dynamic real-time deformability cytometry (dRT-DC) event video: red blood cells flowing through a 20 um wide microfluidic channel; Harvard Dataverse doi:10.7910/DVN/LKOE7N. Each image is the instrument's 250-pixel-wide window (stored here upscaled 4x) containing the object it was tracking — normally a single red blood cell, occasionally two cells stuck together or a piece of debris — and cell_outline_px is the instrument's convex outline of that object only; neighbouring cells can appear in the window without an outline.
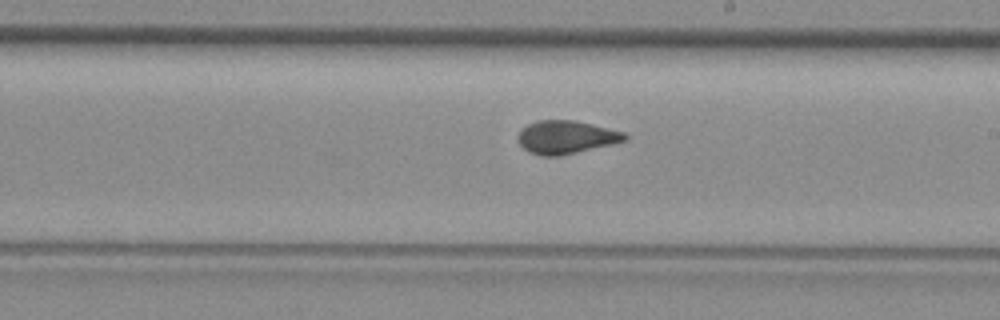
{"species": "common noctule bat (a hibernating species)", "species_latin": "Nyctalus noctula", "temperature_condition": "room temperature", "stored_images_in_passage": 22, "camera_frame_rate_fps": 3000, "um_per_image_px": 0.085, "animal": {"sex": "female", "body_mass_g": 29.2, "forearm_length_mm": 56.3}, "frame": {"image": 1, "passage_image": 14, "time_ms": 4.333, "image_size_px": [1000, 320], "cell_outline_px": [[628, 136], [624, 140], [560, 156], [540, 156], [528, 152], [520, 144], [516, 136], [528, 124], [540, 120], [576, 120], [624, 132]], "centroid_in_image_um": [48.06, 11.65], "position_along_channel_um": 240.9, "area_um2": 20.29}}